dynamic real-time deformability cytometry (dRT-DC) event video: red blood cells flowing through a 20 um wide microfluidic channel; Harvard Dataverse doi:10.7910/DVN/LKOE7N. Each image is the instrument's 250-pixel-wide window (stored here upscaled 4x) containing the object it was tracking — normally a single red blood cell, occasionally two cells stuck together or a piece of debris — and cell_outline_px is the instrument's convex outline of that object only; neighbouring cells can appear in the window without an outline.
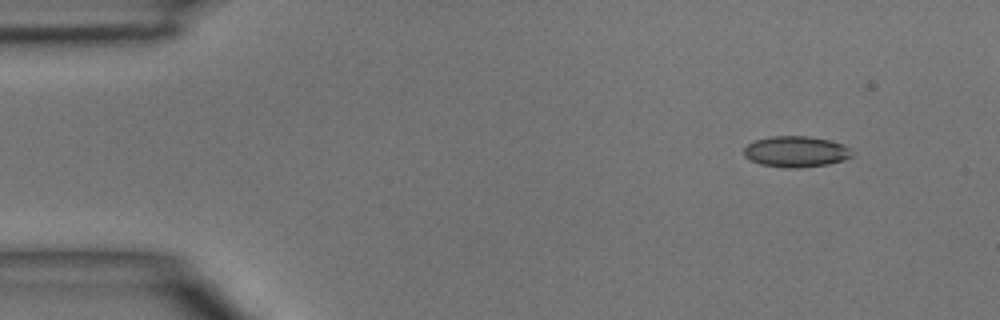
{"species": "common noctule bat (a hibernating species)", "species_latin": "Nyctalus noctula", "temperature_condition": "room temperature", "stored_images_in_passage": 4, "camera_frame_rate_fps": 3000, "um_per_image_px": 0.085, "animal": {"sex": "male", "body_mass_g": 15.6}, "frame": {"image": 1, "passage_image": 1, "time_ms": 0.0, "image_size_px": [1000, 320], "cell_outline_px": [[852, 156], [844, 160], [828, 164], [796, 168], [784, 168], [760, 164], [744, 156], [744, 148], [748, 144], [756, 140], [772, 136], [808, 136], [828, 140], [840, 144], [848, 148]], "centroid_in_image_um": [67.62, 12.89], "position_along_channel_um": 17.4, "area_um2": 19.25}}
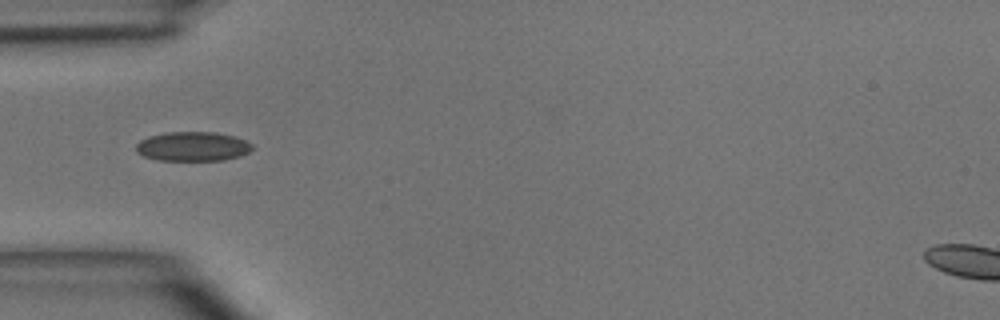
{"frame": {"image": 2, "passage_image": 4, "time_ms": 3.333, "image_size_px": [1000, 320], "cell_outline_px": [[252, 148], [248, 152], [240, 156], [224, 160], [156, 160], [144, 156], [136, 152], [136, 144], [140, 140], [148, 136], [168, 132], [216, 132], [236, 136], [252, 144]], "centroid_in_image_um": [16.37, 12.44], "position_along_channel_um": 68.6, "area_um2": 19.94}}